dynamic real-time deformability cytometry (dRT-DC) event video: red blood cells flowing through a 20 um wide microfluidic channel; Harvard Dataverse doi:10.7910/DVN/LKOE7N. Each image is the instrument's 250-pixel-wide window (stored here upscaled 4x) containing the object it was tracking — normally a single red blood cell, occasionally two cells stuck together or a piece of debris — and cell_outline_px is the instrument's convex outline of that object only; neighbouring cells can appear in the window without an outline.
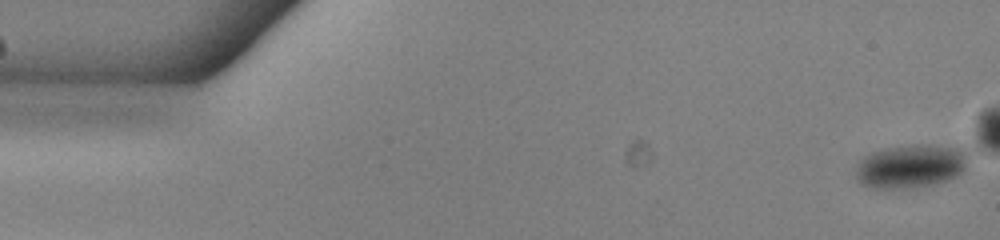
{"species": "common noctule bat (a hibernating species)", "species_latin": "Nyctalus noctula", "temperature_condition": "warm", "stored_images_in_passage": 54, "camera_frame_rate_fps": 3000, "um_per_image_px": 0.085, "animal": {"sex": "male", "body_mass_g": 13.0, "forearm_length_mm": 53.1}, "frame": {"image": 1, "passage_image": 1, "time_ms": 0.0, "image_size_px": [1000, 240], "cell_outline_px": [[968, 156], [964, 168], [956, 176], [948, 180], [916, 188], [872, 188], [860, 184], [856, 180], [856, 164], [864, 156], [872, 152], [888, 148], [916, 144], [968, 144]], "centroid_in_image_um": [77.49, 14.08], "position_along_channel_um": 7.5, "area_um2": 29.48}}
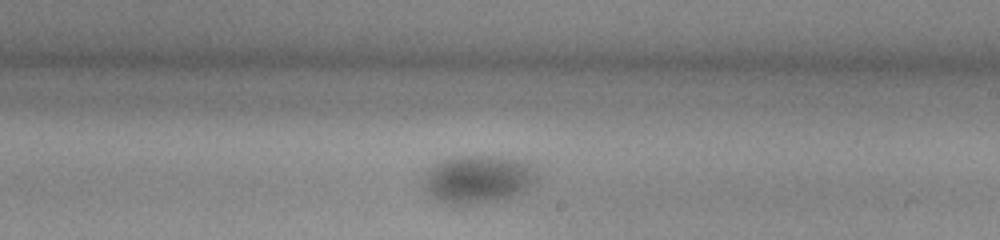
{"frame": {"image": 2, "passage_image": 31, "time_ms": 10.0, "image_size_px": [1000, 240], "cell_outline_px": [[540, 176], [536, 180], [520, 192], [504, 200], [472, 204], [440, 204], [432, 200], [424, 184], [424, 172], [432, 164], [444, 160], [460, 156], [512, 156], [528, 160], [536, 164]], "centroid_in_image_um": [40.68, 15.21], "position_along_channel_um": 248.3, "area_um2": 32.77}}
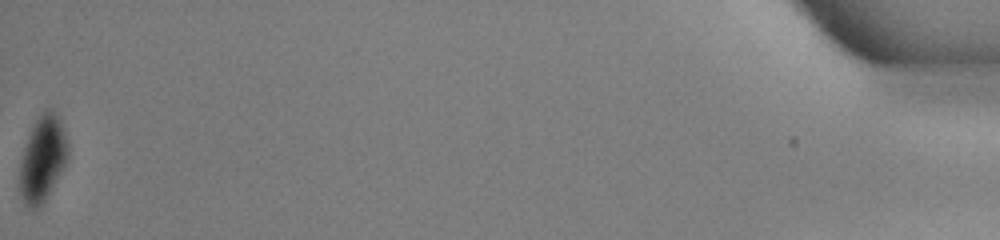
{"frame": {"image": 3, "passage_image": 54, "time_ms": 17.667, "image_size_px": [1000, 240], "cell_outline_px": [[68, 156], [64, 168], [44, 204], [36, 208], [32, 208], [24, 200], [20, 192], [20, 164], [24, 148], [32, 124], [36, 116], [44, 108], [52, 108], [60, 116], [68, 144]], "centroid_in_image_um": [3.65, 13.41], "position_along_channel_um": 431.5, "area_um2": 24.39}}